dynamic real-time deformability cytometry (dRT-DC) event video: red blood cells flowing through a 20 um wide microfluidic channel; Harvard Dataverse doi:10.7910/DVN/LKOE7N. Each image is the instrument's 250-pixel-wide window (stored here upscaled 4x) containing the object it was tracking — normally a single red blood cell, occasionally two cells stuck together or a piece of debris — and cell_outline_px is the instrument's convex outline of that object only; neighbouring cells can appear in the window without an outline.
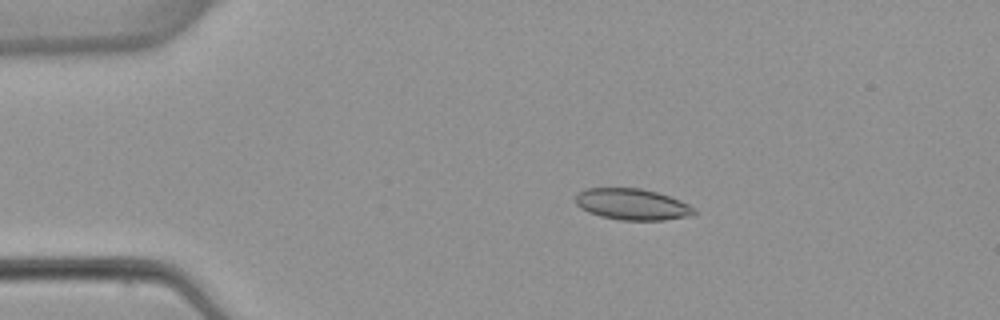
{"species": "common noctule bat (a hibernating species)", "species_latin": "Nyctalus noctula", "temperature_condition": "warm", "stored_images_in_passage": 4, "camera_frame_rate_fps": 3000, "um_per_image_px": 0.085, "animal": {"sex": "female", "body_mass_g": 22.7, "forearm_length_mm": 54.2}, "frame": {"image": 1, "passage_image": 2, "time_ms": 1.333, "image_size_px": [1000, 320], "cell_outline_px": [[696, 212], [692, 216], [664, 220], [620, 220], [600, 216], [588, 212], [580, 208], [576, 204], [576, 196], [580, 192], [588, 188], [640, 188], [656, 192], [680, 200], [696, 208]], "centroid_in_image_um": [53.76, 17.38], "position_along_channel_um": 31.2, "area_um2": 21.62}}
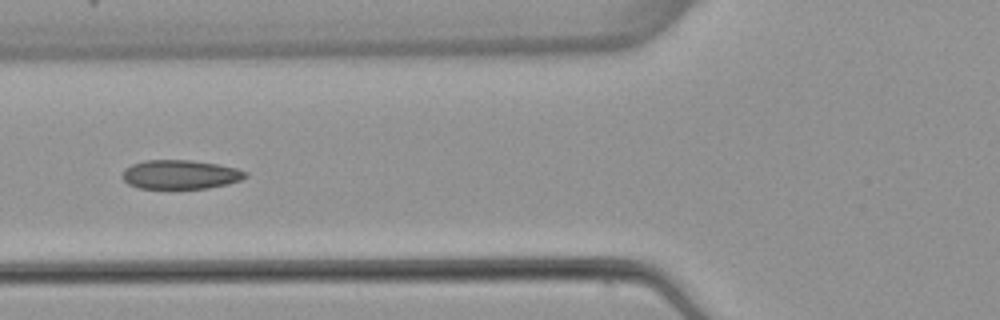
{"frame": {"image": 2, "passage_image": 4, "time_ms": 4.667, "image_size_px": [1000, 320], "cell_outline_px": [[248, 176], [240, 180], [228, 184], [208, 188], [140, 188], [128, 184], [120, 176], [124, 168], [132, 164], [144, 160], [192, 160], [216, 164], [236, 168], [248, 172]], "centroid_in_image_um": [15.31, 14.83], "position_along_channel_um": 110.5, "area_um2": 20.92}}